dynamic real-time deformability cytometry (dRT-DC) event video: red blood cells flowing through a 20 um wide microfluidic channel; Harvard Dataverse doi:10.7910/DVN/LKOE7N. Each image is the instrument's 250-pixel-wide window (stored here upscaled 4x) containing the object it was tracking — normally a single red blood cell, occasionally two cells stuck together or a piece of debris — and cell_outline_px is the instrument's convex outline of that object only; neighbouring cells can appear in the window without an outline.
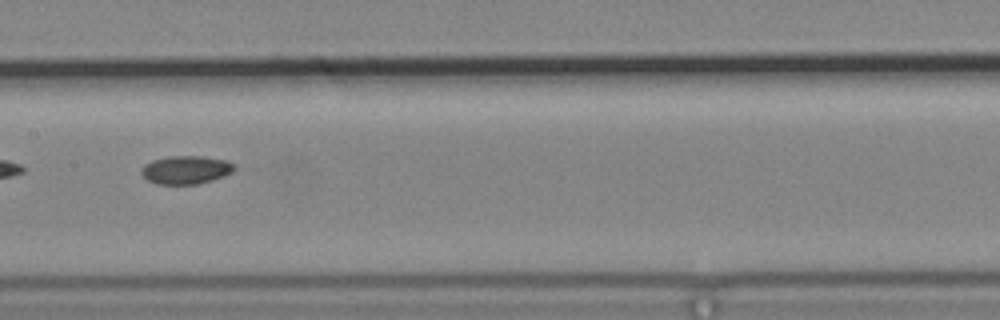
{"species": "common noctule bat (a hibernating species)", "species_latin": "Nyctalus noctula", "temperature_condition": "cold", "stored_images_in_passage": 57, "segment_of_instrument_passage": [2, 2], "camera_frame_rate_fps": 3000, "um_per_image_px": 0.085, "animal": {"sex": "male", "body_mass_g": 19.2, "forearm_length_mm": 51.8}, "frame": {"image": 1, "passage_image": 29, "time_ms": 9.333, "image_size_px": [1000, 320], "cell_outline_px": [[236, 168], [232, 172], [224, 176], [212, 180], [196, 184], [156, 184], [148, 180], [140, 172], [140, 168], [144, 164], [152, 160], [168, 156], [204, 156], [224, 160], [232, 164]], "centroid_in_image_um": [15.77, 14.43], "position_along_channel_um": 191.6, "area_um2": 15.32}}
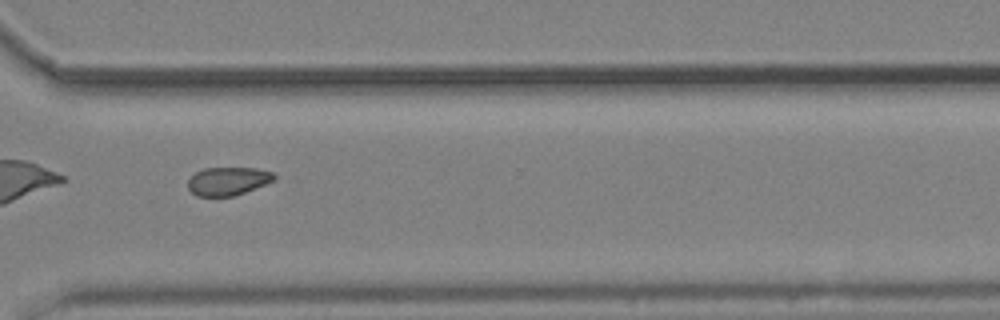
{"frame": {"image": 2, "passage_image": 42, "time_ms": 13.667, "image_size_px": [1000, 320], "cell_outline_px": [[276, 180], [244, 192], [232, 196], [196, 196], [188, 188], [188, 180], [196, 172], [204, 168], [256, 168], [272, 172], [276, 176]], "centroid_in_image_um": [19.38, 15.39], "position_along_channel_um": 351.2, "area_um2": 14.1}}